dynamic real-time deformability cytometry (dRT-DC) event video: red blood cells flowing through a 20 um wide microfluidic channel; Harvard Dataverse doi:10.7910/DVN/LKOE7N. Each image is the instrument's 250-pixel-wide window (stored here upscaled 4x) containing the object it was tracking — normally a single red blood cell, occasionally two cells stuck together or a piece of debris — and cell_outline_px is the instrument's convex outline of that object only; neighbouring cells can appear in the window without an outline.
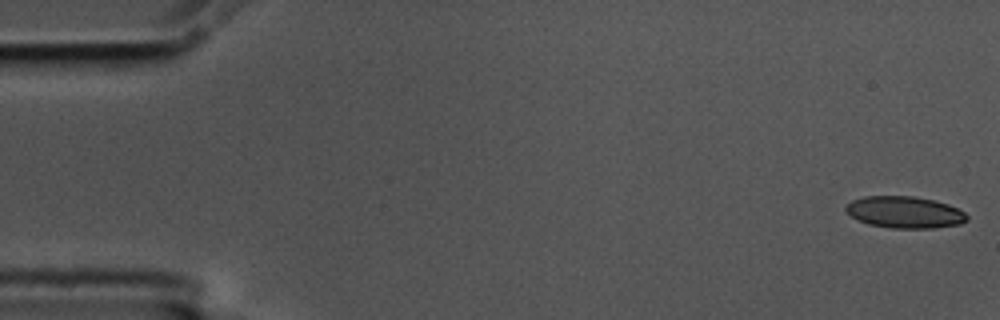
{"species": "common noctule bat (a hibernating species)", "species_latin": "Nyctalus noctula", "temperature_condition": "cold", "stored_images_in_passage": 5, "segment_of_instrument_passage": [1, 2], "camera_frame_rate_fps": 3000, "um_per_image_px": 0.085, "animal": {"sex": "male", "body_mass_g": 17.5, "forearm_length_mm": 52.3}, "frame": {"image": 1, "passage_image": 1, "time_ms": 0.0, "image_size_px": [1000, 320], "cell_outline_px": [[968, 220], [960, 224], [936, 228], [892, 228], [868, 224], [852, 216], [844, 208], [852, 200], [864, 196], [912, 196], [936, 200], [948, 204], [964, 212], [968, 216]], "centroid_in_image_um": [76.93, 18.04], "position_along_channel_um": 8.1, "area_um2": 22.37}}
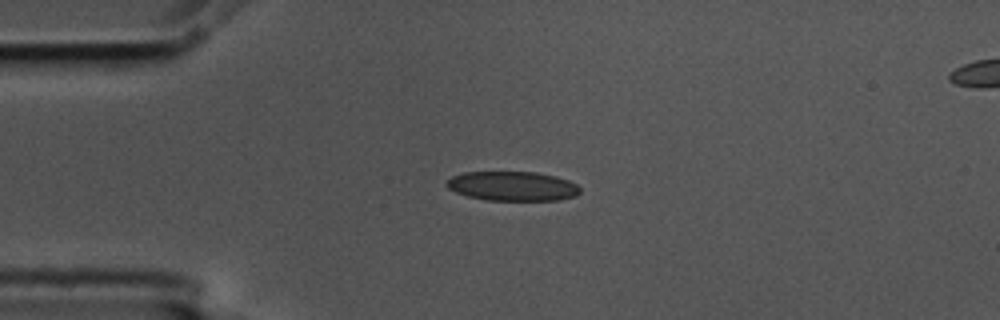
{"frame": {"image": 2, "passage_image": 3, "time_ms": 0.667, "image_size_px": [1000, 320], "cell_outline_px": [[580, 192], [576, 196], [560, 200], [488, 200], [468, 196], [456, 192], [448, 188], [444, 184], [452, 176], [464, 172], [536, 172], [556, 176], [568, 180], [576, 184], [580, 188]], "centroid_in_image_um": [43.57, 15.82], "position_along_channel_um": 41.4, "area_um2": 22.89}}